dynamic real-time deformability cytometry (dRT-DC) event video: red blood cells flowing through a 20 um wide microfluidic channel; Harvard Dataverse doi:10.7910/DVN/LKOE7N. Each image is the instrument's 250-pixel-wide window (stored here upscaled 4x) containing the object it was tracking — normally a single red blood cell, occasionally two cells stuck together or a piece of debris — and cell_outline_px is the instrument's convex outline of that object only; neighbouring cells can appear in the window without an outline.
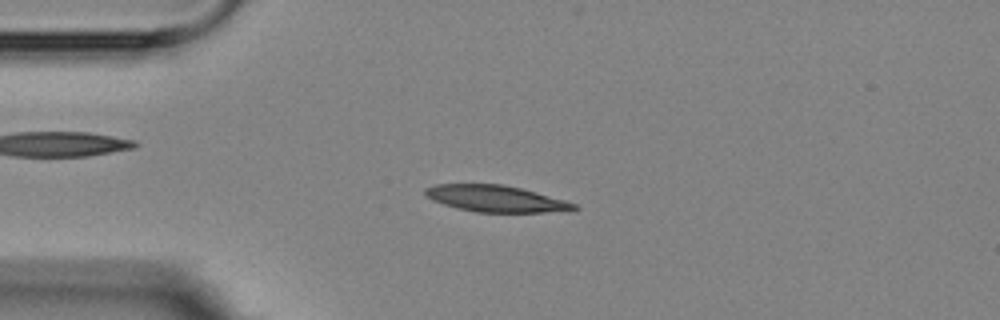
{"species": "Egyptian fruit bat (a non-hibernating species)", "species_latin": "Rousettus aegyptiacus", "temperature_condition": "room temperature", "stored_images_in_passage": 5, "camera_frame_rate_fps": 3000, "um_per_image_px": 0.085, "animal": {"sex": "female"}, "frame": {"image": 1, "passage_image": 3, "time_ms": 2.333, "image_size_px": [1000, 320], "cell_outline_px": [[580, 208], [544, 212], [476, 212], [456, 208], [432, 200], [424, 196], [424, 188], [436, 184], [504, 184], [536, 192], [564, 200], [576, 204]], "centroid_in_image_um": [42.06, 16.87], "position_along_channel_um": 42.9, "area_um2": 22.83}}
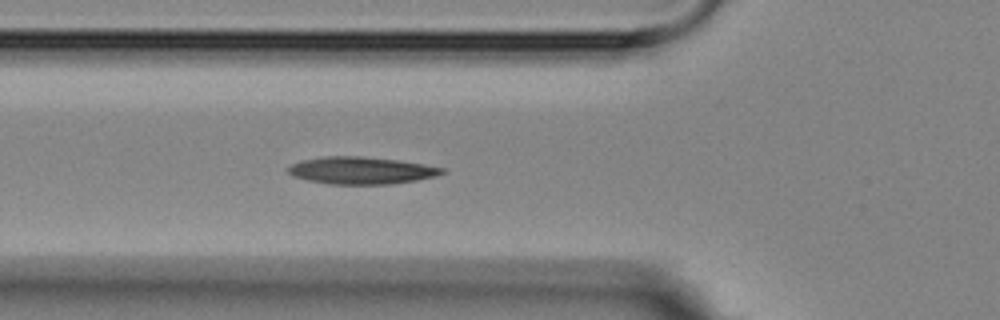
{"frame": {"image": 2, "passage_image": 5, "time_ms": 4.333, "image_size_px": [1000, 320], "cell_outline_px": [[444, 172], [436, 176], [416, 180], [388, 184], [328, 184], [308, 180], [292, 176], [288, 172], [288, 168], [292, 164], [304, 160], [320, 156], [360, 156], [396, 160], [424, 164], [444, 168]], "centroid_in_image_um": [30.68, 14.49], "position_along_channel_um": 95.1, "area_um2": 24.22}}